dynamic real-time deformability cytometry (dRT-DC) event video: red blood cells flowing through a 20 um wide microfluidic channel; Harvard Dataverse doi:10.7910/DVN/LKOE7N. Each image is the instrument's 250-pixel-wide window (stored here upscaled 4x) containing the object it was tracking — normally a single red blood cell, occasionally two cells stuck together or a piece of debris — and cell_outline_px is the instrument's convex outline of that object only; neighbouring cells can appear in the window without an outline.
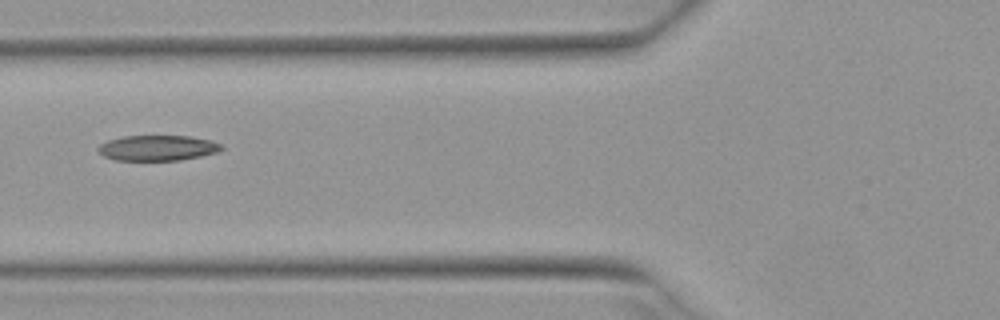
{"species": "Egyptian fruit bat (a non-hibernating species)", "species_latin": "Rousettus aegyptiacus", "temperature_condition": "warm", "stored_images_in_passage": 4, "camera_frame_rate_fps": 3000, "um_per_image_px": 0.085, "animal": {"sex": "female"}, "frame": {"image": 1, "passage_image": 4, "time_ms": 1.0, "image_size_px": [1000, 320], "cell_outline_px": [[224, 148], [216, 152], [200, 156], [180, 160], [116, 160], [104, 156], [96, 148], [100, 144], [108, 140], [124, 136], [192, 136], [208, 140], [220, 144]], "centroid_in_image_um": [13.37, 12.57], "position_along_channel_um": 112.4, "area_um2": 18.09}}